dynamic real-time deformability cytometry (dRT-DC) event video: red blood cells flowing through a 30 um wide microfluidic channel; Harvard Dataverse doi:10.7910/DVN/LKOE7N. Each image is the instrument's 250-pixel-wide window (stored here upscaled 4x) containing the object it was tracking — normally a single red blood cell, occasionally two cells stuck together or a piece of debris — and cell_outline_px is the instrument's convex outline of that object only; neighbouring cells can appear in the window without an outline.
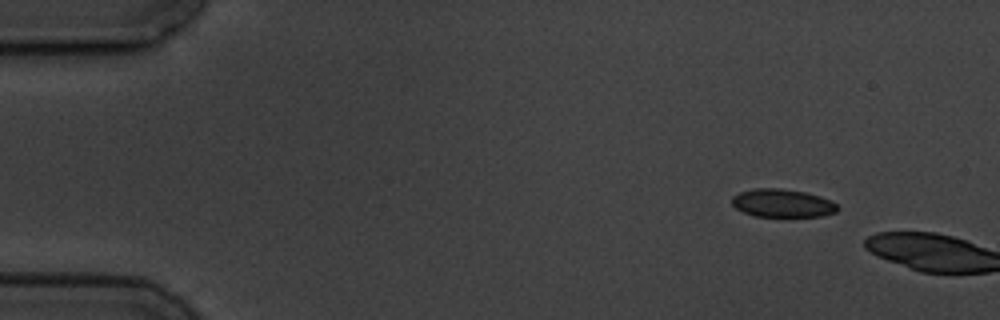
{"species": "common noctule bat (a hibernating species)", "species_latin": "Nyctalus noctula", "temperature_condition": "cold", "stored_images_in_passage": 2, "camera_frame_rate_fps": 3000, "um_per_image_px": 0.085, "animal": {"sex": "male", "body_mass_g": 19.5, "forearm_length_mm": 54.6}, "frame": {"image": 1, "passage_image": 1, "time_ms": 0.0, "image_size_px": [1000, 320], "cell_outline_px": [[840, 208], [836, 212], [824, 216], [752, 216], [736, 208], [732, 204], [732, 196], [740, 192], [756, 188], [780, 188], [804, 192], [820, 196], [832, 200]], "centroid_in_image_um": [66.53, 17.27], "position_along_channel_um": 18.5, "area_um2": 17.34}}